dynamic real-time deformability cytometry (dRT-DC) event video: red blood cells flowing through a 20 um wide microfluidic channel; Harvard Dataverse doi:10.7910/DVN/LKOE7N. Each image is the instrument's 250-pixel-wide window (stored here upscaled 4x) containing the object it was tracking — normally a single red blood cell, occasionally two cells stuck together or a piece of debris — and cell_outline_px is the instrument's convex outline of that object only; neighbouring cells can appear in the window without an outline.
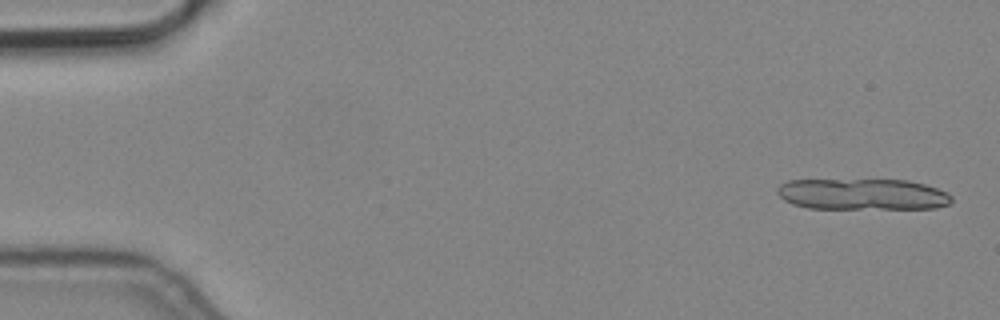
{"species": "common noctule bat (a hibernating species)", "species_latin": "Nyctalus noctula", "temperature_condition": "cold", "stored_images_in_passage": 8, "camera_frame_rate_fps": 3000, "um_per_image_px": 0.085, "animal": {"sex": "male", "body_mass_g": 19.2, "forearm_length_mm": 51.8}, "frame": {"image": 1, "passage_image": 1, "time_ms": 0.0, "image_size_px": [1000, 320], "cell_outline_px": [[952, 200], [948, 204], [936, 208], [808, 208], [792, 204], [784, 200], [776, 192], [776, 188], [780, 184], [788, 180], [908, 180], [924, 184], [948, 192], [952, 196]], "centroid_in_image_um": [73.29, 16.51], "position_along_channel_um": 11.7, "area_um2": 31.67}}
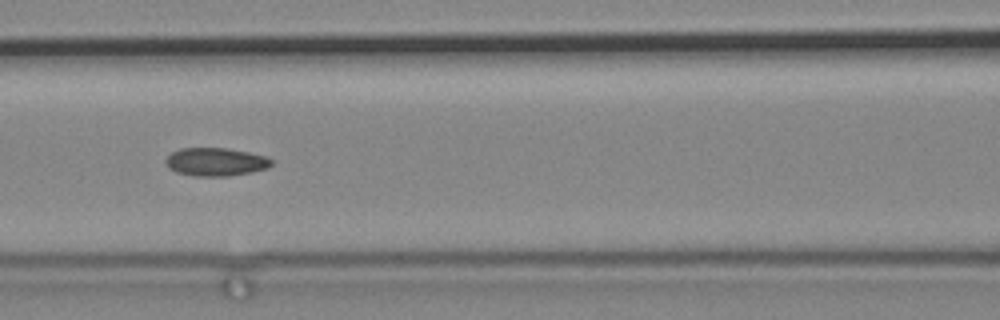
{"frame": {"image": 2, "passage_image": 7, "time_ms": 2.0, "image_size_px": [1000, 320], "cell_outline_px": [[272, 164], [268, 168], [252, 172], [224, 176], [196, 176], [176, 172], [168, 168], [164, 160], [172, 152], [180, 148], [228, 148], [268, 156], [272, 160]], "centroid_in_image_um": [18.34, 13.75], "position_along_channel_um": 148.3, "area_um2": 17.46}}
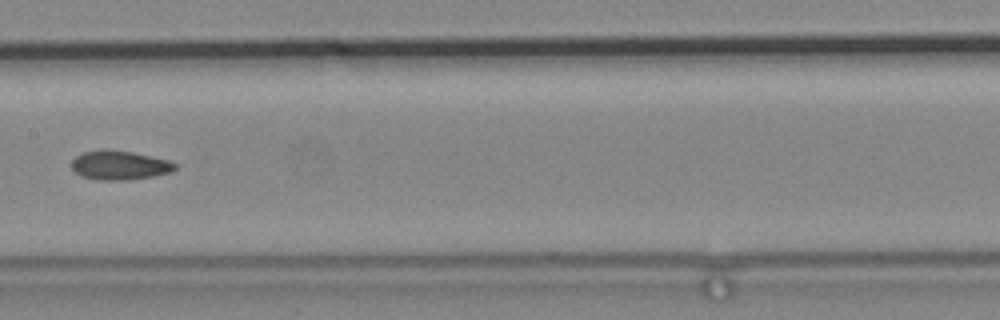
{"frame": {"image": 3, "passage_image": 8, "time_ms": 2.333, "image_size_px": [1000, 320], "cell_outline_px": [[176, 168], [172, 172], [152, 176], [128, 180], [96, 180], [80, 176], [72, 168], [72, 160], [76, 156], [84, 152], [132, 152], [152, 156], [168, 160], [176, 164]], "centroid_in_image_um": [10.19, 14.09], "position_along_channel_um": 197.2, "area_um2": 16.99}}